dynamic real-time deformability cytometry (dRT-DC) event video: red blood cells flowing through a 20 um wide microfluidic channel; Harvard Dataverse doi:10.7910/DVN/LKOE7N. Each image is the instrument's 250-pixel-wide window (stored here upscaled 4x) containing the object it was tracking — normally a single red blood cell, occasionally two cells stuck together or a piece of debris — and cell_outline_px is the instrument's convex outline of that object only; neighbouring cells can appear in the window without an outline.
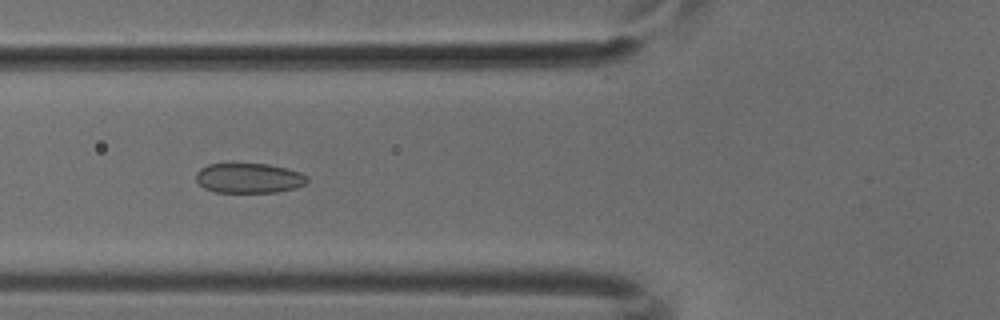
{"species": "common noctule bat (a hibernating species)", "species_latin": "Nyctalus noctula", "temperature_condition": "cold", "stored_images_in_passage": 27, "camera_frame_rate_fps": 3000, "um_per_image_px": 0.085, "animal": {"sex": "male", "body_mass_g": 18.8}, "frame": {"image": 1, "passage_image": 5, "time_ms": 1.333, "image_size_px": [1000, 320], "cell_outline_px": [[308, 180], [304, 184], [296, 188], [276, 192], [216, 192], [204, 188], [196, 180], [196, 172], [200, 168], [208, 164], [268, 164], [288, 168], [300, 172], [308, 176]], "centroid_in_image_um": [21.17, 15.14], "position_along_channel_um": 104.6, "area_um2": 19.42}}
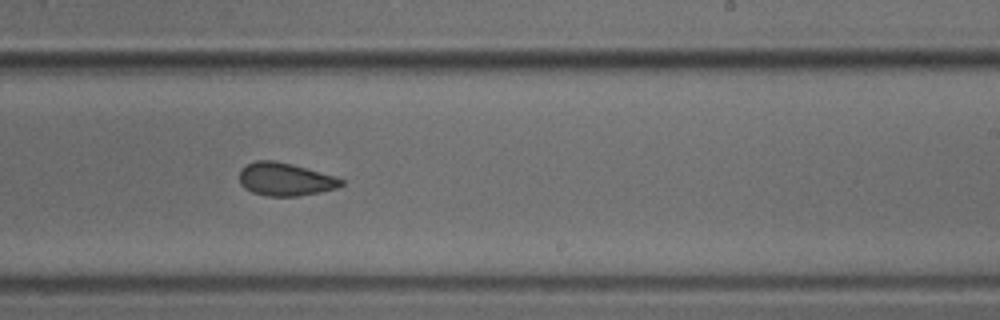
{"frame": {"image": 2, "passage_image": 17, "time_ms": 5.333, "image_size_px": [1000, 320], "cell_outline_px": [[344, 184], [336, 188], [296, 196], [268, 196], [252, 192], [244, 188], [240, 184], [240, 168], [256, 160], [276, 160], [292, 164], [336, 176], [344, 180]], "centroid_in_image_um": [24.23, 15.22], "position_along_channel_um": 264.8, "area_um2": 19.54}}
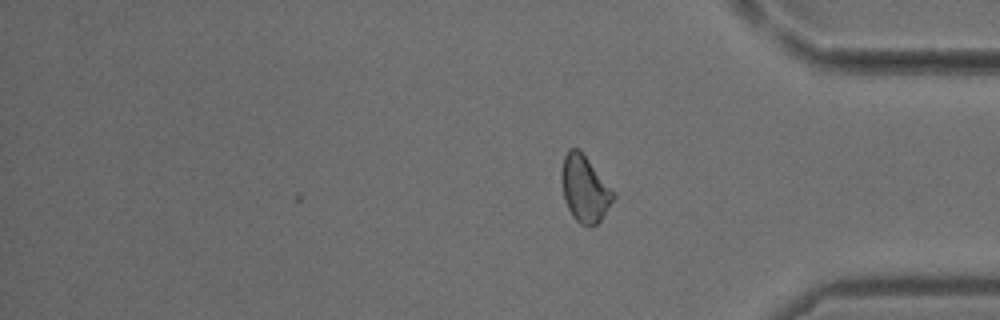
{"frame": {"image": 3, "passage_image": 27, "time_ms": 8.667, "image_size_px": [1000, 320], "cell_outline_px": [[616, 196], [600, 220], [596, 224], [580, 224], [572, 216], [564, 200], [560, 180], [560, 172], [564, 156], [568, 148], [580, 148], [616, 192]], "centroid_in_image_um": [49.69, 15.98], "position_along_channel_um": 385.5, "area_um2": 20.4}}